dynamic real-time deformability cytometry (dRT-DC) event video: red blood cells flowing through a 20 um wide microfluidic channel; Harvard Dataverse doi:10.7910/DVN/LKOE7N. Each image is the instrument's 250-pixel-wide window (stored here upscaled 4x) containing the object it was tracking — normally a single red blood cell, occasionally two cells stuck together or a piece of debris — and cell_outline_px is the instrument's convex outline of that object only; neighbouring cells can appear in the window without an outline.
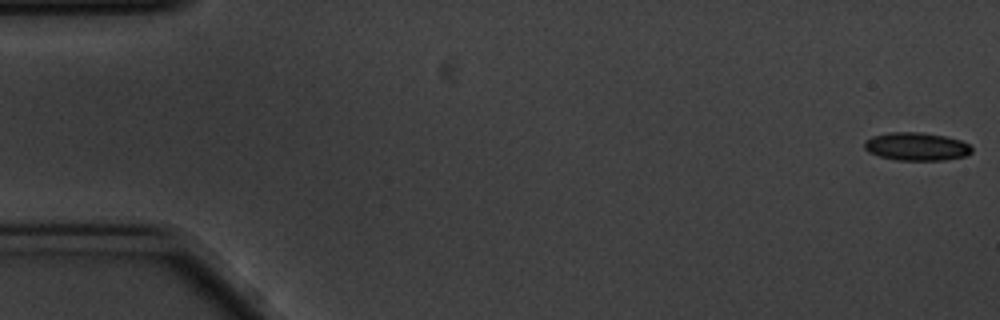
{"species": "common noctule bat (a hibernating species)", "species_latin": "Nyctalus noctula", "temperature_condition": "cold", "stored_images_in_passage": 57, "camera_frame_rate_fps": 3000, "um_per_image_px": 0.085, "animal": {"sex": "male", "body_mass_g": 20.1, "forearm_length_mm": 53.5}, "frame": {"image": 1, "passage_image": 1, "time_ms": 0.0, "image_size_px": [1000, 320], "cell_outline_px": [[972, 152], [964, 156], [944, 160], [896, 160], [880, 156], [868, 152], [864, 148], [864, 140], [872, 136], [892, 132], [924, 132], [944, 136], [960, 140], [968, 144], [972, 148]], "centroid_in_image_um": [77.88, 12.45], "position_along_channel_um": 7.1, "area_um2": 17.57}}
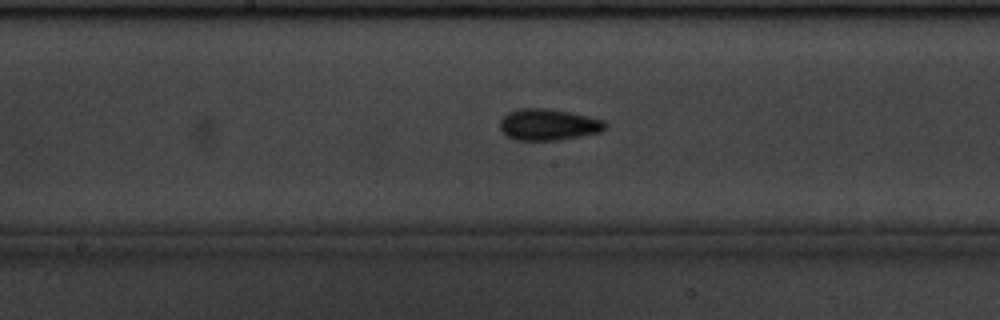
{"frame": {"image": 2, "passage_image": 29, "time_ms": 9.333, "image_size_px": [1000, 320], "cell_outline_px": [[608, 124], [600, 132], [556, 140], [516, 140], [508, 136], [500, 128], [500, 120], [508, 112], [520, 108], [544, 108], [568, 112], [588, 116], [604, 120]], "centroid_in_image_um": [46.6, 10.58], "position_along_channel_um": 201.6, "area_um2": 19.02}}
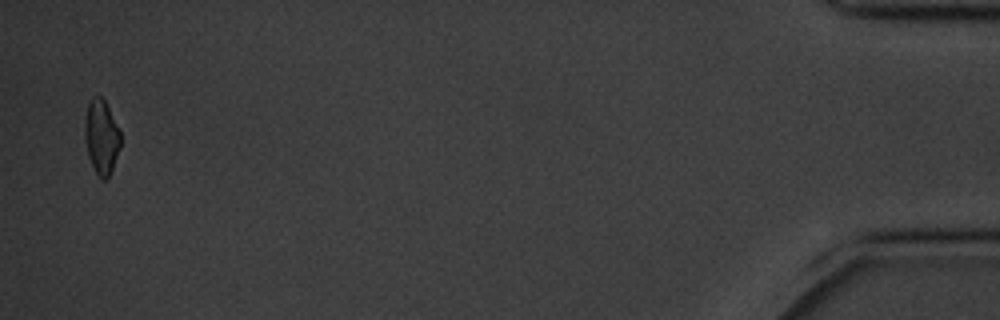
{"frame": {"image": 3, "passage_image": 56, "time_ms": 18.333, "image_size_px": [1000, 320], "cell_outline_px": [[120, 148], [108, 180], [104, 180], [96, 172], [88, 156], [84, 140], [84, 124], [88, 104], [92, 96], [100, 96], [104, 100], [120, 132]], "centroid_in_image_um": [8.6, 11.65], "position_along_channel_um": 426.6, "area_um2": 15.37}, "authors_computed_cell_mechanics": {"area_um2": 16.9932, "velocity_mm_per_s": 3.4904, "shape_relaxation_time_tau1_ms": 2.6949, "shape_relaxation_time_tau2_ms": 6.0601, "deformation_change_tau1": 0.0879, "deformation_change_tau2": 0.1469}}